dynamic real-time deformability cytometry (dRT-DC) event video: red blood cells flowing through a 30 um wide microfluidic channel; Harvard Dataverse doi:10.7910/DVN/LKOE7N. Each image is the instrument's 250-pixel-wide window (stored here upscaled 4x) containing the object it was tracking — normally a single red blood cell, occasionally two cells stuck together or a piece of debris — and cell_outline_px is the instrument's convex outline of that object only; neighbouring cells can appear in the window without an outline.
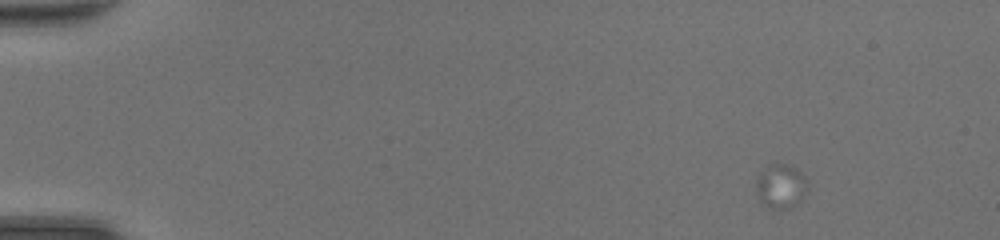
{"species": "common noctule bat (a hibernating species)", "species_latin": "Nyctalus noctula", "temperature_condition": "room temperature", "stored_images_in_passage": 17, "camera_frame_rate_fps": 3000, "um_per_image_px": 0.085, "animal": {"sex": "female", "body_mass_g": 20.0, "forearm_length_mm": 54.0}, "frame": {"image": 1, "passage_image": 1, "time_ms": 0.0, "image_size_px": [1000, 240], "cell_outline_px": [[808, 188], [804, 196], [796, 204], [788, 208], [776, 212], [760, 204], [756, 188], [756, 180], [760, 172], [768, 164], [788, 164], [796, 168], [808, 180]], "centroid_in_image_um": [66.36, 15.86], "position_along_channel_um": 18.6, "area_um2": 13.76}}
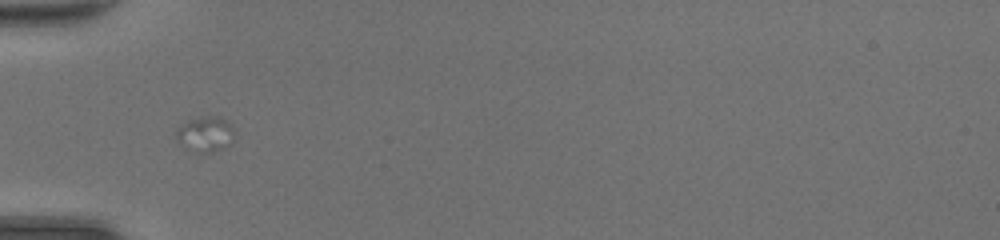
{"frame": {"image": 2, "passage_image": 15, "time_ms": 4.667, "image_size_px": [1000, 240], "cell_outline_px": [[232, 132], [228, 144], [212, 152], [200, 152], [176, 140], [176, 128], [192, 120], [204, 116], [220, 116], [228, 120], [232, 128]], "centroid_in_image_um": [17.45, 11.35], "position_along_channel_um": 67.6, "area_um2": 11.21}}